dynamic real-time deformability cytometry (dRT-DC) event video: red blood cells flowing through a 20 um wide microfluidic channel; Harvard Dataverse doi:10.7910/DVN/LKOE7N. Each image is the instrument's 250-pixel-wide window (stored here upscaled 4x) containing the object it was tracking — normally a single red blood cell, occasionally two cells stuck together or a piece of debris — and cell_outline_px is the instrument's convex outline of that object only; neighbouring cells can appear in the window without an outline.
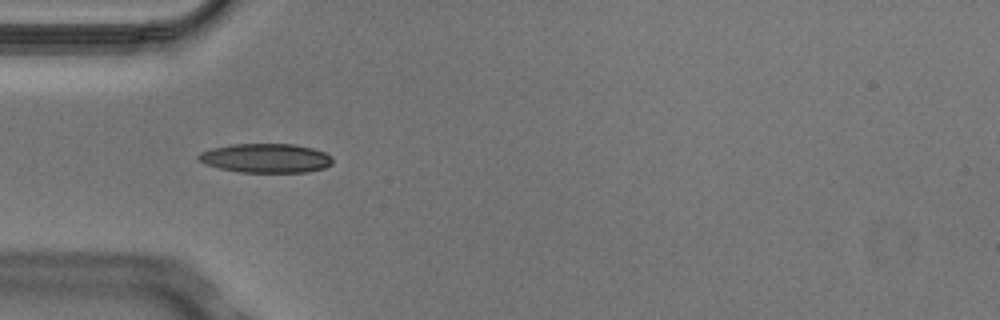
{"species": "Egyptian fruit bat (a non-hibernating species)", "species_latin": "Rousettus aegyptiacus", "temperature_condition": "cold", "stored_images_in_passage": 8, "camera_frame_rate_fps": 3000, "um_per_image_px": 0.085, "animal": {"sex": "male"}, "frame": {"image": 1, "passage_image": 4, "time_ms": 1.0, "image_size_px": [1000, 320], "cell_outline_px": [[332, 164], [324, 168], [308, 172], [240, 172], [220, 168], [208, 164], [200, 160], [196, 156], [200, 152], [212, 148], [232, 144], [296, 144], [312, 148], [324, 152], [332, 156]], "centroid_in_image_um": [22.63, 13.44], "position_along_channel_um": 62.4, "area_um2": 22.72}}
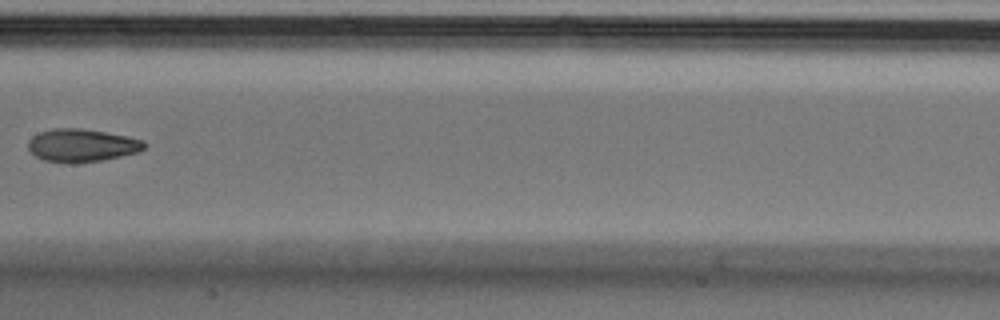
{"frame": {"image": 2, "passage_image": 7, "time_ms": 2.0, "image_size_px": [1000, 320], "cell_outline_px": [[148, 144], [144, 148], [136, 152], [104, 160], [76, 164], [68, 164], [44, 160], [36, 156], [28, 148], [28, 140], [32, 136], [40, 132], [52, 128], [84, 128], [128, 136], [144, 140]], "centroid_in_image_um": [6.95, 12.36], "position_along_channel_um": 200.4, "area_um2": 22.6}}
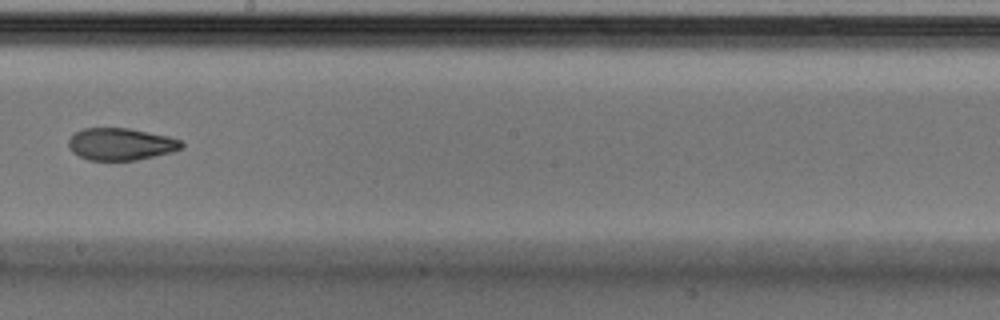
{"frame": {"image": 3, "passage_image": 8, "time_ms": 2.333, "image_size_px": [1000, 320], "cell_outline_px": [[184, 148], [172, 152], [136, 160], [88, 160], [72, 152], [68, 144], [68, 140], [76, 132], [84, 128], [128, 128], [168, 136], [180, 140], [184, 144]], "centroid_in_image_um": [10.28, 12.25], "position_along_channel_um": 237.9, "area_um2": 21.1}}